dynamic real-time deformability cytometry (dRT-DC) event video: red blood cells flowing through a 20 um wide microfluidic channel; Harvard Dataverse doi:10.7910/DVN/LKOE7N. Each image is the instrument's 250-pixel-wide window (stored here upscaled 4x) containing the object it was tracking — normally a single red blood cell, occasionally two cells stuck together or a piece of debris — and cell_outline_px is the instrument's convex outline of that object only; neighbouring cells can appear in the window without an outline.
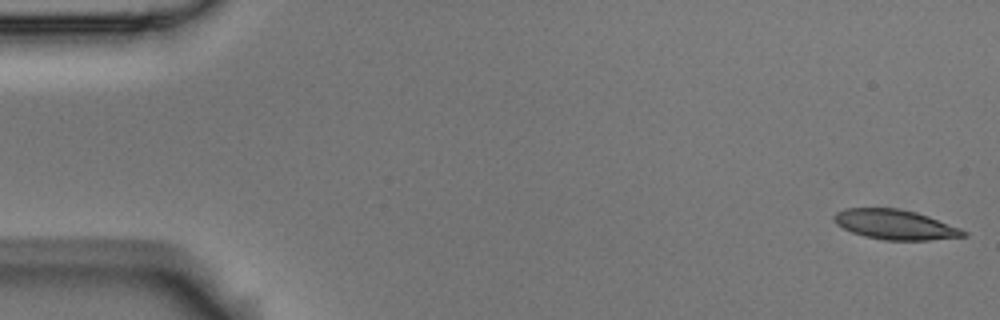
{"species": "Egyptian fruit bat (a non-hibernating species)", "species_latin": "Rousettus aegyptiacus", "temperature_condition": "room temperature", "stored_images_in_passage": 56, "camera_frame_rate_fps": 3000, "um_per_image_px": 0.085, "animal": {"sex": "male"}, "frame": {"image": 1, "passage_image": 1, "time_ms": 0.0, "image_size_px": [1000, 320], "cell_outline_px": [[968, 236], [928, 240], [884, 240], [864, 236], [852, 232], [836, 224], [832, 216], [836, 212], [844, 208], [896, 208], [916, 212], [928, 216], [960, 228], [968, 232]], "centroid_in_image_um": [76.08, 19.09], "position_along_channel_um": 8.9, "area_um2": 22.48}}
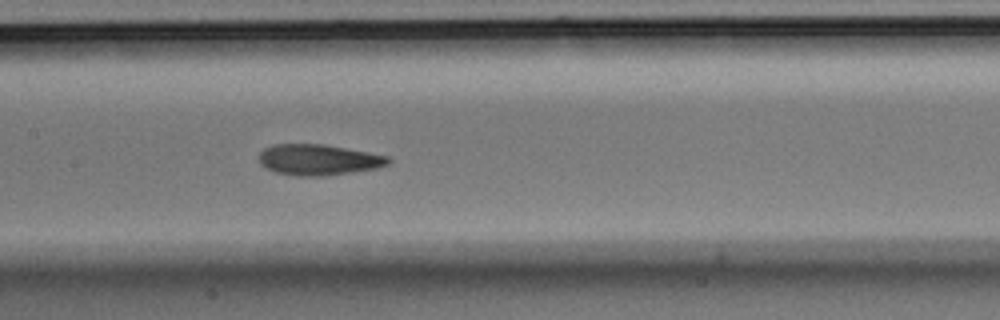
{"frame": {"image": 2, "passage_image": 27, "time_ms": 8.667, "image_size_px": [1000, 320], "cell_outline_px": [[392, 160], [388, 164], [376, 168], [352, 172], [324, 176], [296, 176], [276, 172], [260, 164], [260, 152], [264, 148], [272, 144], [324, 144], [368, 152], [388, 156]], "centroid_in_image_um": [27.07, 13.57], "position_along_channel_um": 180.3, "area_um2": 23.18}}
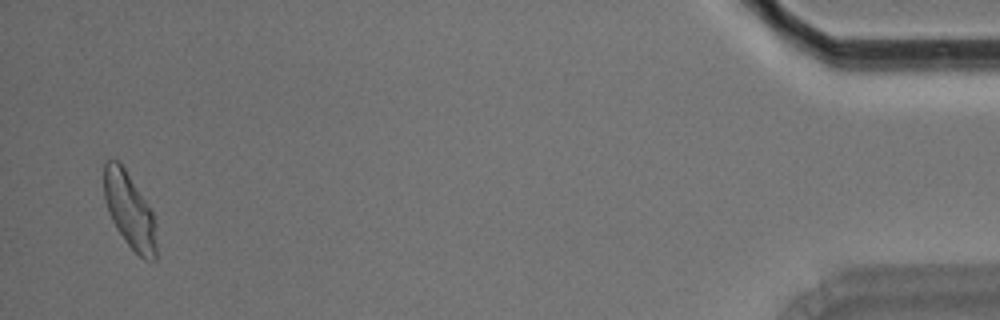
{"frame": {"image": 3, "passage_image": 55, "time_ms": 18.0, "image_size_px": [1000, 320], "cell_outline_px": [[156, 260], [144, 260], [128, 244], [116, 228], [108, 212], [104, 196], [104, 160], [116, 160], [124, 168], [152, 212], [156, 224]], "centroid_in_image_um": [11.01, 17.92], "position_along_channel_um": 424.2, "area_um2": 22.66}, "authors_computed_cell_mechanics": {"area_um2": 23.0911, "velocity_mm_per_s": 3.5177, "shape_relaxation_time_tau1_ms": 5.6967, "shape_relaxation_time_tau2_ms": 2.2022, "deformation_change_tau1": 0.1625, "deformation_change_tau2": 0.0935}}